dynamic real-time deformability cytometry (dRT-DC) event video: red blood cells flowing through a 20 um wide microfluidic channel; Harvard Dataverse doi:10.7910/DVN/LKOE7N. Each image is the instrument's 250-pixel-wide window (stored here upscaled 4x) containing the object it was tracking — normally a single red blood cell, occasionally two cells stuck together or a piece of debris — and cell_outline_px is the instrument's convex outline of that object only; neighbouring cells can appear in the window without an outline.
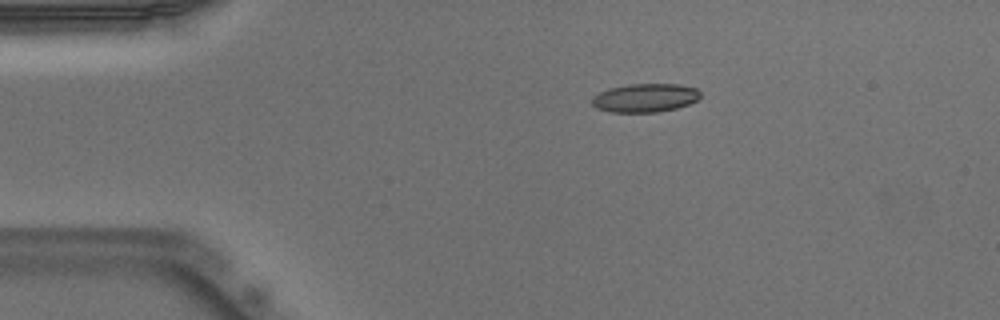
{"species": "Egyptian fruit bat (a non-hibernating species)", "species_latin": "Rousettus aegyptiacus", "temperature_condition": "warm", "stored_images_in_passage": 42, "camera_frame_rate_fps": 3000, "um_per_image_px": 0.085, "animal": {"sex": "male"}, "frame": {"image": 1, "passage_image": 1, "time_ms": 0.0, "image_size_px": [1000, 320], "cell_outline_px": [[700, 96], [696, 100], [688, 104], [676, 108], [656, 112], [608, 112], [596, 108], [592, 104], [592, 96], [608, 88], [628, 84], [680, 84], [696, 88], [700, 92]], "centroid_in_image_um": [54.8, 8.31], "position_along_channel_um": 30.2, "area_um2": 18.09}}
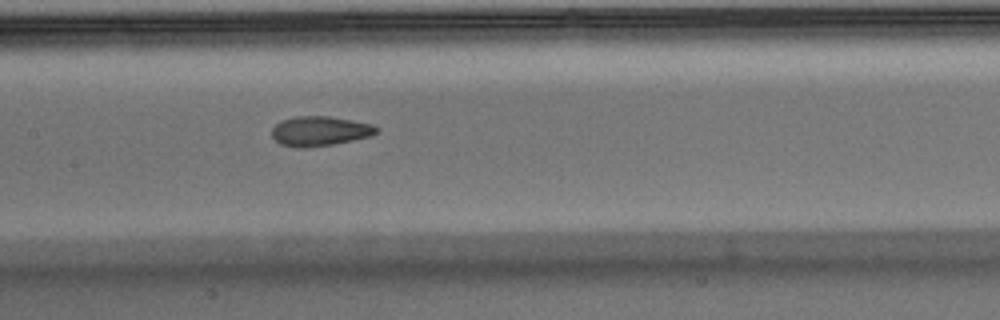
{"frame": {"image": 2, "passage_image": 16, "time_ms": 5.0, "image_size_px": [1000, 320], "cell_outline_px": [[380, 132], [372, 136], [332, 144], [304, 148], [280, 144], [272, 136], [272, 128], [280, 120], [296, 116], [328, 116], [352, 120], [372, 124], [380, 128]], "centroid_in_image_um": [27.22, 11.13], "position_along_channel_um": 180.2, "area_um2": 18.15}}
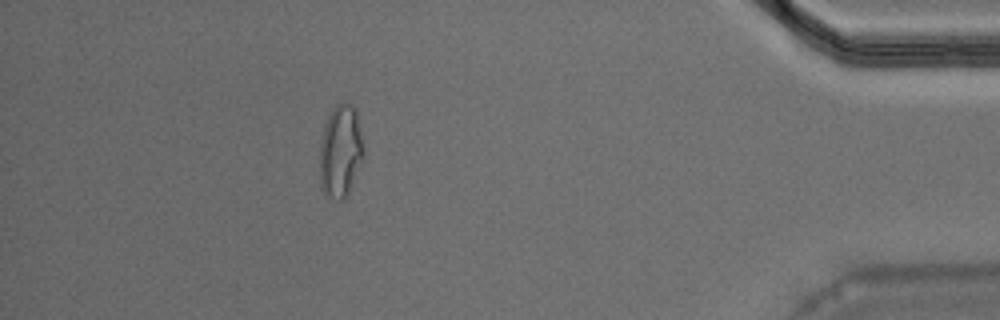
{"frame": {"image": 3, "passage_image": 37, "time_ms": 12.0, "image_size_px": [1000, 320], "cell_outline_px": [[364, 156], [348, 196], [344, 200], [336, 200], [324, 196], [320, 184], [320, 144], [324, 124], [332, 108], [336, 104], [344, 100], [352, 104], [356, 108], [364, 148]], "centroid_in_image_um": [28.95, 12.86], "position_along_channel_um": 406.3, "area_um2": 24.39}, "authors_computed_cell_mechanics": {"area_um2": 18.4382, "velocity_mm_per_s": 3.95, "shape_relaxation_time_tau1_ms": null, "shape_relaxation_time_tau2_ms": 1.7896, "deformation_change_tau1": null, "deformation_change_tau2": 0.0917}}